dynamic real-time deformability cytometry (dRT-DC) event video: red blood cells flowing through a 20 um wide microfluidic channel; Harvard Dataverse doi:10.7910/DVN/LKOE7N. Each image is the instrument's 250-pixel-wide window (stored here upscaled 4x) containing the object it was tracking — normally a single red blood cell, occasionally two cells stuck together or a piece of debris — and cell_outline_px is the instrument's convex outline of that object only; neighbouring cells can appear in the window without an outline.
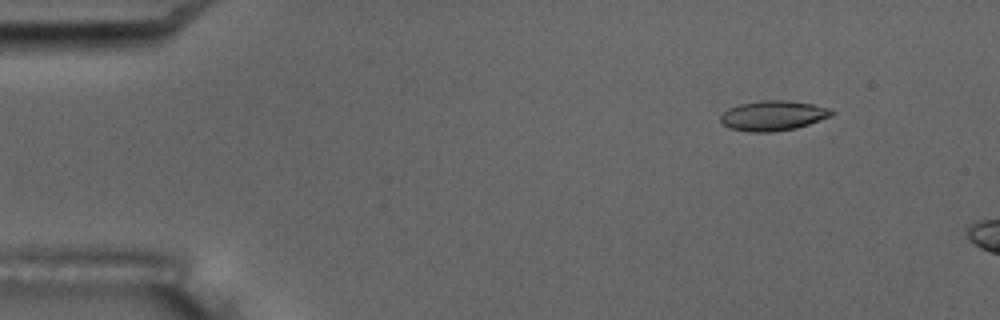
{"species": "common noctule bat (a hibernating species)", "species_latin": "Nyctalus noctula", "temperature_condition": "room temperature", "stored_images_in_passage": 2, "camera_frame_rate_fps": 3000, "um_per_image_px": 0.085, "animal": {"sex": "male", "body_mass_g": 17.5, "forearm_length_mm": 52.3}, "frame": {"image": 1, "passage_image": 1, "time_ms": 0.0, "image_size_px": [1000, 320], "cell_outline_px": [[836, 112], [832, 116], [796, 128], [772, 132], [748, 132], [728, 128], [720, 120], [720, 116], [728, 108], [740, 104], [760, 100], [788, 100], [812, 104], [828, 108]], "centroid_in_image_um": [65.7, 9.83], "position_along_channel_um": 19.3, "area_um2": 19.48}}